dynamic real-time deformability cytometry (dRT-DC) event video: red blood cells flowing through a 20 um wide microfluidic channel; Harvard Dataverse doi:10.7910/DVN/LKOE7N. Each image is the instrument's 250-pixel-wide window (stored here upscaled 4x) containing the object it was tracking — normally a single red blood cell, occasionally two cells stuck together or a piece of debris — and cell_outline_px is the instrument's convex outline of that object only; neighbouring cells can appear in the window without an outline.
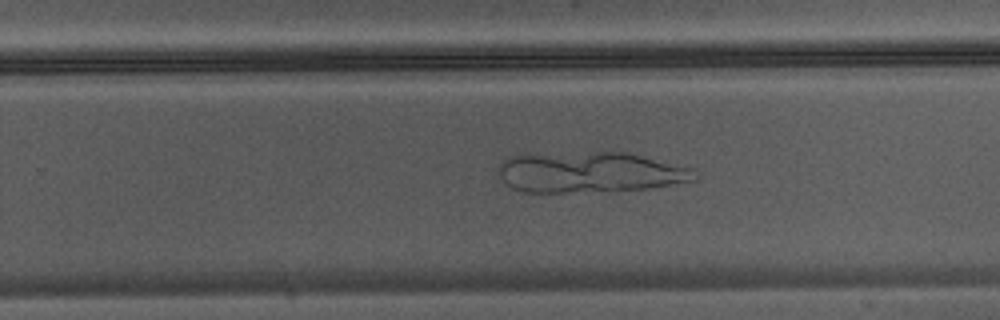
{"species": "Egyptian fruit bat (a non-hibernating species)", "species_latin": "Rousettus aegyptiacus", "temperature_condition": "warm", "stored_images_in_passage": 41, "camera_frame_rate_fps": 3000, "um_per_image_px": 0.085, "animal": {"sex": "male"}, "frame": {"image": 1, "passage_image": 24, "time_ms": 7.667, "image_size_px": [1000, 320], "cell_outline_px": [[700, 176], [696, 180], [648, 188], [612, 192], [524, 192], [512, 188], [500, 176], [500, 164], [508, 156], [592, 152], [628, 152], [692, 168]], "centroid_in_image_um": [50.23, 14.66], "position_along_channel_um": 279.6, "area_um2": 46.53}}